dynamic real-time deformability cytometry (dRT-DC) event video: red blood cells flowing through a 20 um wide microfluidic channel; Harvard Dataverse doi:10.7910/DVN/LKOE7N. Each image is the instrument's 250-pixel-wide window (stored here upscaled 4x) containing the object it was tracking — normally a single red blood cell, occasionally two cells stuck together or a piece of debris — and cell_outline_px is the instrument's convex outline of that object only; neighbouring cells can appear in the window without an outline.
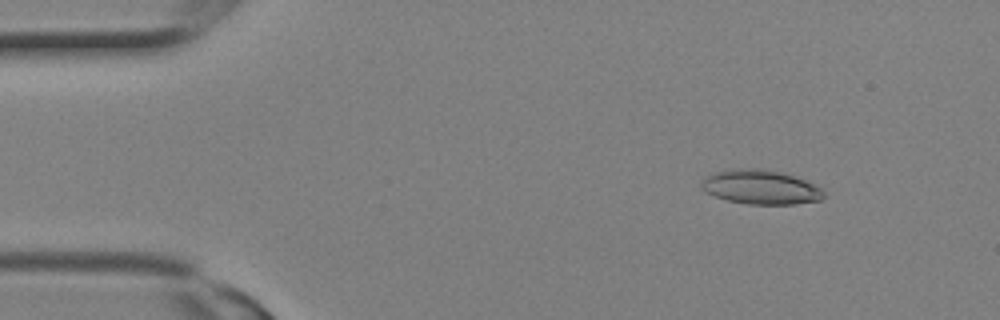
{"species": "Egyptian fruit bat (a non-hibernating species)", "species_latin": "Rousettus aegyptiacus", "temperature_condition": "room temperature", "stored_images_in_passage": 3, "camera_frame_rate_fps": 3000, "um_per_image_px": 0.085, "animal": {"sex": "female"}, "frame": {"image": 1, "passage_image": 2, "time_ms": 0.333, "image_size_px": [1000, 320], "cell_outline_px": [[824, 196], [820, 200], [796, 204], [748, 204], [728, 200], [704, 192], [700, 188], [700, 184], [712, 172], [732, 168], [764, 168], [784, 172], [804, 180], [820, 188], [824, 192]], "centroid_in_image_um": [64.62, 15.89], "position_along_channel_um": 20.4, "area_um2": 24.57}}